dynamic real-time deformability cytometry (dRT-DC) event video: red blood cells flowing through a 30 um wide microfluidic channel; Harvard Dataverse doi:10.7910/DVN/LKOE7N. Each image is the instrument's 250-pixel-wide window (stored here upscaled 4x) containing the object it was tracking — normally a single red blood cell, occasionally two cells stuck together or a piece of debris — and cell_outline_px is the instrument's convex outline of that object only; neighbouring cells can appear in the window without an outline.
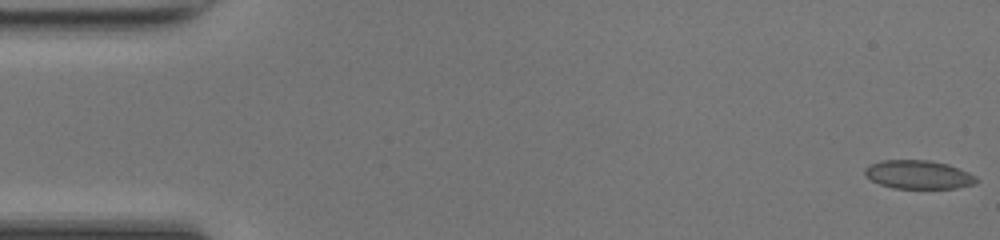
{"species": "common noctule bat (a hibernating species)", "species_latin": "Nyctalus noctula", "temperature_condition": "room temperature", "stored_images_in_passage": 49, "camera_frame_rate_fps": 3000, "um_per_image_px": 0.085, "animal": {"sex": "female", "body_mass_g": 17.0, "forearm_length_mm": 48.0}, "frame": {"image": 1, "passage_image": 1, "time_ms": 0.0, "image_size_px": [1000, 240], "cell_outline_px": [[980, 180], [976, 184], [956, 188], [892, 188], [880, 184], [872, 180], [864, 172], [864, 168], [880, 160], [928, 160], [948, 164], [968, 172], [976, 176]], "centroid_in_image_um": [78.11, 14.84], "position_along_channel_um": 6.9, "area_um2": 18.55}}
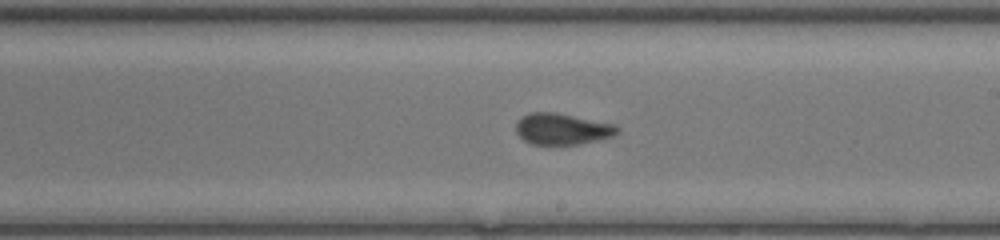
{"frame": {"image": 2, "passage_image": 28, "time_ms": 9.0, "image_size_px": [1000, 240], "cell_outline_px": [[620, 128], [612, 136], [580, 144], [532, 144], [524, 140], [516, 132], [516, 124], [520, 116], [528, 112], [556, 112], [616, 124]], "centroid_in_image_um": [47.76, 10.94], "position_along_channel_um": 241.2, "area_um2": 18.5}}
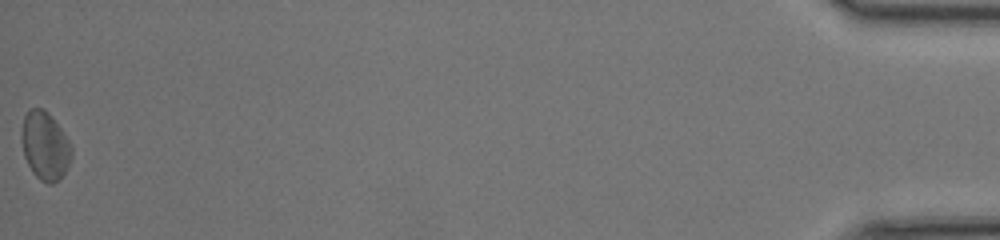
{"frame": {"image": 3, "passage_image": 49, "time_ms": 16.0, "image_size_px": [1000, 240], "cell_outline_px": [[72, 156], [60, 180], [52, 184], [48, 184], [40, 180], [32, 172], [24, 156], [20, 132], [24, 116], [32, 108], [44, 108], [48, 112], [60, 128], [68, 140], [72, 148]], "centroid_in_image_um": [3.81, 12.4], "position_along_channel_um": 431.4, "area_um2": 19.83}, "authors_computed_cell_mechanics": {"area_um2": 18.496, "velocity_mm_per_s": 4.2656, "shape_relaxation_time_tau1_ms": 4.0224, "shape_relaxation_time_tau2_ms": 1.5326, "deformation_change_tau1": 0.0853, "deformation_change_tau2": 0.068}}